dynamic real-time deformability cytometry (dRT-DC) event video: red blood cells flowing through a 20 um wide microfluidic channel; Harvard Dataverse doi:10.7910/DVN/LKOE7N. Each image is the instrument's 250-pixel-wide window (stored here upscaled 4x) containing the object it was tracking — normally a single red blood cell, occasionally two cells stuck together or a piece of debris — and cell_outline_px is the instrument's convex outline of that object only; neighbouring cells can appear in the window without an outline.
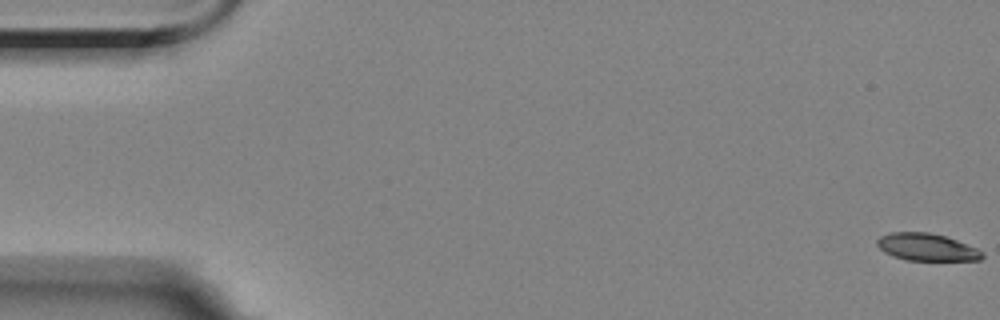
{"species": "Egyptian fruit bat (a non-hibernating species)", "species_latin": "Rousettus aegyptiacus", "temperature_condition": "room temperature", "stored_images_in_passage": 5, "camera_frame_rate_fps": 3000, "um_per_image_px": 0.085, "animal": {"sex": "female"}, "frame": {"image": 1, "passage_image": 1, "time_ms": 0.0, "image_size_px": [1000, 320], "cell_outline_px": [[984, 256], [980, 260], [908, 260], [884, 252], [876, 244], [876, 240], [880, 236], [892, 232], [928, 232], [944, 236], [956, 240], [976, 248], [984, 252]], "centroid_in_image_um": [78.77, 21.0], "position_along_channel_um": 6.2, "area_um2": 16.53}}
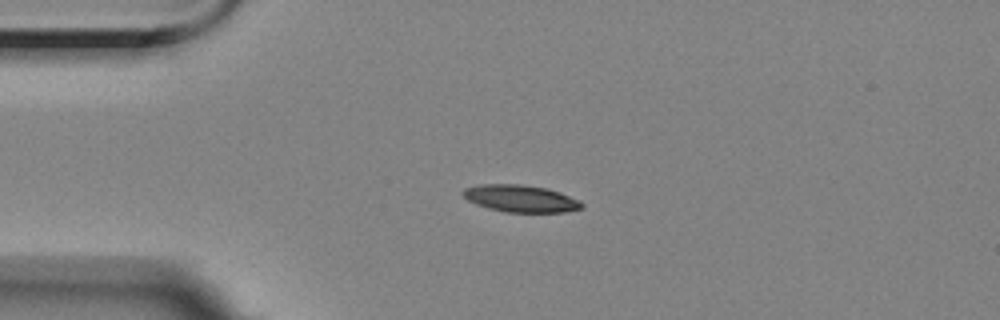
{"frame": {"image": 2, "passage_image": 5, "time_ms": 4.333, "image_size_px": [1000, 320], "cell_outline_px": [[584, 208], [564, 212], [504, 212], [488, 208], [476, 204], [468, 200], [460, 192], [464, 188], [480, 184], [520, 184], [544, 188], [560, 192], [580, 200], [584, 204]], "centroid_in_image_um": [44.26, 16.88], "position_along_channel_um": 40.7, "area_um2": 18.84}}